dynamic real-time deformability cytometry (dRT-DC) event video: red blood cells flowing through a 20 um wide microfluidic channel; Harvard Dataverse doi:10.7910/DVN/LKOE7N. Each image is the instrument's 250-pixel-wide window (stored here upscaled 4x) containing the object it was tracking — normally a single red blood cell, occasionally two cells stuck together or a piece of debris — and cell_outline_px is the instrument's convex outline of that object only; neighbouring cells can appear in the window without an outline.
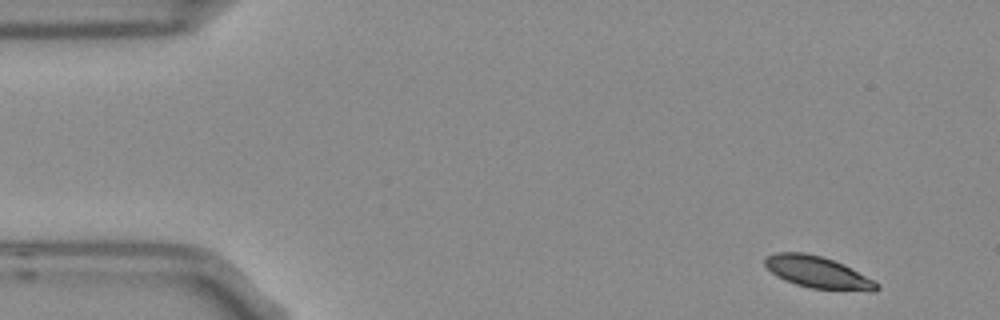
{"species": "Egyptian fruit bat (a non-hibernating species)", "species_latin": "Rousettus aegyptiacus", "temperature_condition": "room temperature", "stored_images_in_passage": 4, "camera_frame_rate_fps": 3000, "um_per_image_px": 0.085, "frame": {"image": 1, "passage_image": 1, "time_ms": 0.0, "image_size_px": [1000, 320], "cell_outline_px": [[880, 288], [876, 292], [872, 292], [808, 288], [784, 280], [776, 276], [764, 264], [764, 256], [776, 252], [804, 252], [820, 256], [844, 264], [880, 284]], "centroid_in_image_um": [69.52, 23.16], "position_along_channel_um": 15.5, "area_um2": 20.92}}